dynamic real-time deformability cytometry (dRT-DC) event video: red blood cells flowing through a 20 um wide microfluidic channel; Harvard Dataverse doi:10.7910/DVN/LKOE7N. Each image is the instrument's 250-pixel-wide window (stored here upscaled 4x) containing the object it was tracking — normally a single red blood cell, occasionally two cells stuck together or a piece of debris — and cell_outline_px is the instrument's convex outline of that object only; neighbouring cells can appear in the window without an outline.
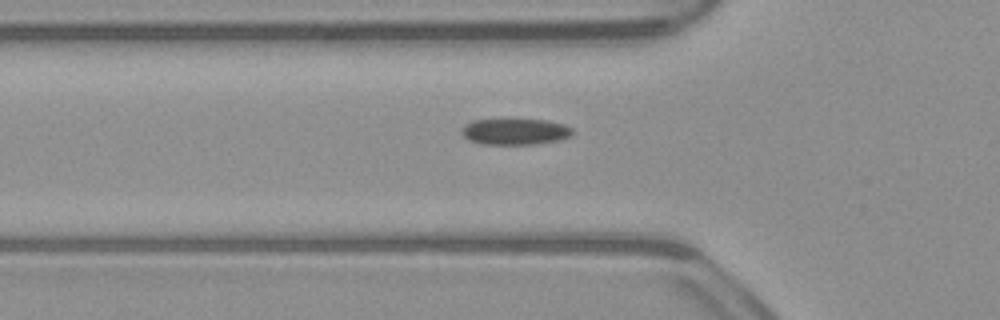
{"species": "common noctule bat (a hibernating species)", "species_latin": "Nyctalus noctula", "temperature_condition": "warm", "stored_images_in_passage": 38, "camera_frame_rate_fps": 3000, "um_per_image_px": 0.085, "animal": {"sex": "male", "body_mass_g": 23.1, "forearm_length_mm": 52.7}, "frame": {"image": 1, "passage_image": 4, "time_ms": 1.0, "image_size_px": [1000, 320], "cell_outline_px": [[572, 132], [568, 136], [560, 140], [532, 144], [484, 144], [468, 140], [460, 132], [464, 124], [476, 120], [504, 116], [548, 120], [564, 124], [572, 128]], "centroid_in_image_um": [43.73, 11.12], "position_along_channel_um": 82.1, "area_um2": 17.74}}
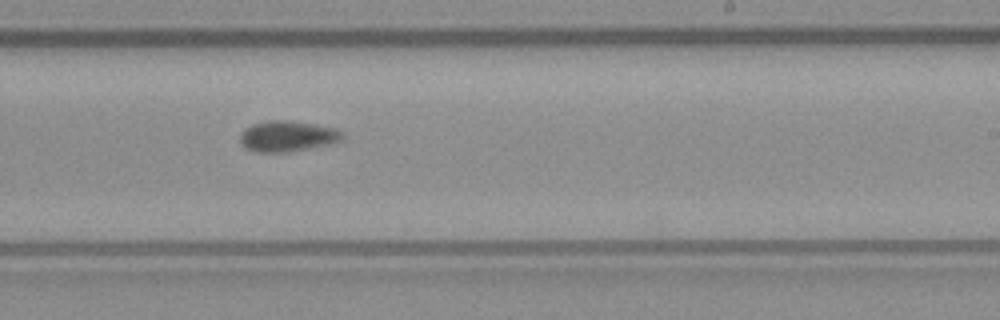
{"frame": {"image": 2, "passage_image": 18, "time_ms": 5.667, "image_size_px": [1000, 320], "cell_outline_px": [[344, 140], [336, 144], [288, 152], [256, 152], [248, 148], [240, 140], [240, 132], [244, 128], [252, 124], [268, 120], [288, 120], [316, 124], [336, 128], [344, 132]], "centroid_in_image_um": [24.52, 11.57], "position_along_channel_um": 264.5, "area_um2": 18.79}}
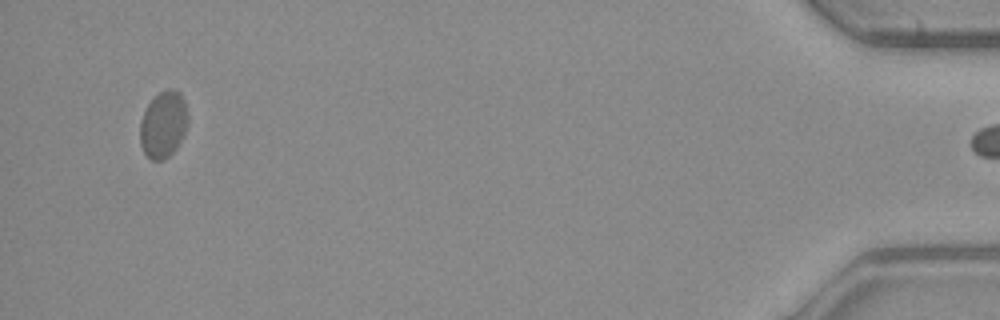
{"frame": {"image": 3, "passage_image": 37, "time_ms": 12.0, "image_size_px": [1000, 320], "cell_outline_px": [[188, 124], [176, 148], [164, 160], [152, 160], [144, 152], [140, 144], [140, 120], [148, 104], [160, 92], [168, 88], [172, 88], [180, 92], [184, 100], [188, 116]], "centroid_in_image_um": [13.88, 10.57], "position_along_channel_um": 421.3, "area_um2": 18.5}, "authors_computed_cell_mechanics": {"area_um2": 17.7157, "velocity_mm_per_s": 3.904, "shape_relaxation_time_tau1_ms": null, "shape_relaxation_time_tau2_ms": 5.7087, "deformation_change_tau1": null, "deformation_change_tau2": 0.0835}}